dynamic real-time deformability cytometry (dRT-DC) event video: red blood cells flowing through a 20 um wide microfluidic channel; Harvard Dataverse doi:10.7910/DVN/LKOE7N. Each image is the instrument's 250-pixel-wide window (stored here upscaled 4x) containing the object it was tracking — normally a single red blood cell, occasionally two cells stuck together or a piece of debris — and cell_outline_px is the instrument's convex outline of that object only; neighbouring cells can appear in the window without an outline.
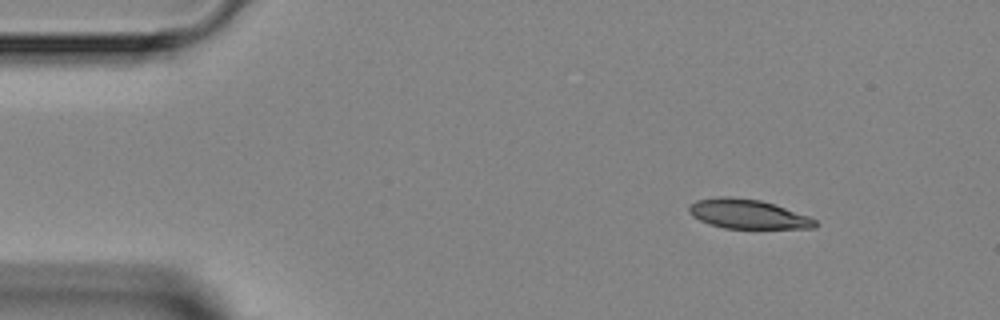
{"species": "Egyptian fruit bat (a non-hibernating species)", "species_latin": "Rousettus aegyptiacus", "temperature_condition": "room temperature", "stored_images_in_passage": 2, "camera_frame_rate_fps": 3000, "um_per_image_px": 0.085, "animal": {"sex": "female"}, "frame": {"image": 1, "passage_image": 1, "time_ms": 0.0, "image_size_px": [1000, 320], "cell_outline_px": [[820, 224], [816, 228], [724, 228], [708, 224], [692, 216], [688, 212], [688, 208], [696, 200], [720, 196], [728, 196], [760, 200], [808, 216], [816, 220]], "centroid_in_image_um": [63.54, 18.2], "position_along_channel_um": 21.5, "area_um2": 21.44}}